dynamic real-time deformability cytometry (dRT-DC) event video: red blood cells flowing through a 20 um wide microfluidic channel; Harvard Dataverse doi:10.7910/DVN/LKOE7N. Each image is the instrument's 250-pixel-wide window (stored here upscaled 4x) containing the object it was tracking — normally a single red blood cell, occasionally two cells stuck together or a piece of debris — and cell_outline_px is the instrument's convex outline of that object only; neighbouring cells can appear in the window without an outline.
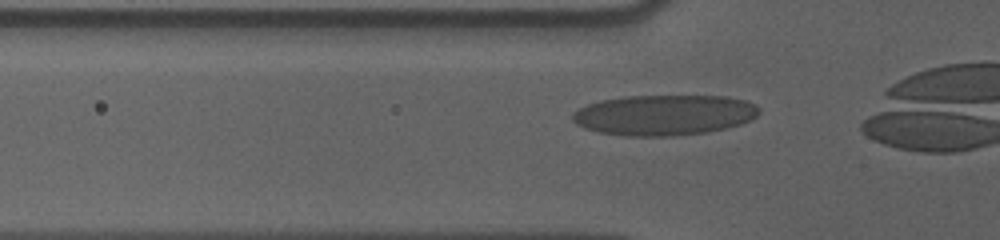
{"species": "human", "species_latin": "Homo sapiens", "temperature_condition": "cold", "stored_images_in_passage": 42, "camera_frame_rate_fps": 3000, "um_per_image_px": 0.085, "donor": {"sex": "male"}, "frame": {"image": 1, "passage_image": 15, "time_ms": 4.667, "image_size_px": [1000, 240], "cell_outline_px": [[760, 112], [756, 116], [740, 124], [708, 132], [672, 136], [624, 136], [600, 132], [584, 128], [576, 124], [572, 120], [572, 112], [588, 104], [600, 100], [624, 96], [728, 96], [744, 100], [756, 104], [760, 108]], "centroid_in_image_um": [56.44, 9.77], "position_along_channel_um": 69.4, "area_um2": 44.16}}
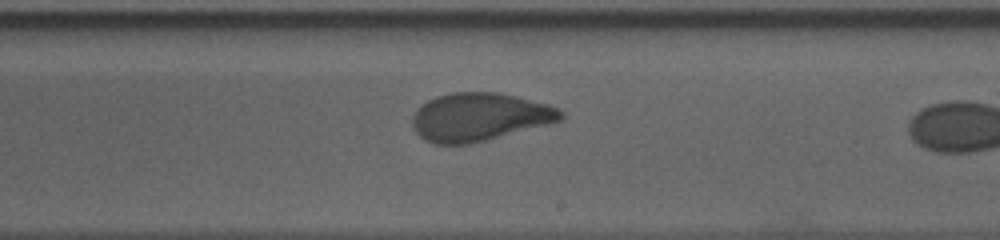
{"frame": {"image": 2, "passage_image": 30, "time_ms": 9.667, "image_size_px": [1000, 240], "cell_outline_px": [[564, 116], [560, 120], [548, 124], [488, 140], [468, 144], [436, 144], [424, 140], [412, 128], [412, 116], [416, 108], [428, 100], [436, 96], [452, 92], [500, 92], [548, 104], [560, 108], [564, 112]], "centroid_in_image_um": [40.74, 9.94], "position_along_channel_um": 248.3, "area_um2": 41.91}}
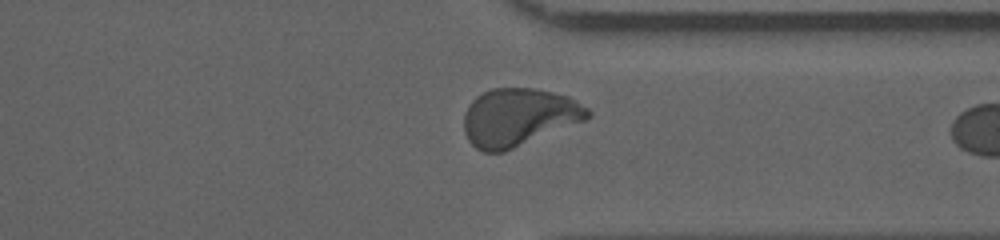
{"frame": {"image": 3, "passage_image": 40, "time_ms": 13.0, "image_size_px": [1000, 240], "cell_outline_px": [[592, 116], [588, 120], [504, 152], [484, 152], [476, 148], [468, 140], [464, 132], [464, 116], [468, 104], [476, 96], [492, 88], [536, 88], [568, 96], [576, 100], [588, 108], [592, 112]], "centroid_in_image_um": [44.12, 9.97], "position_along_channel_um": 367.3, "area_um2": 42.14}}